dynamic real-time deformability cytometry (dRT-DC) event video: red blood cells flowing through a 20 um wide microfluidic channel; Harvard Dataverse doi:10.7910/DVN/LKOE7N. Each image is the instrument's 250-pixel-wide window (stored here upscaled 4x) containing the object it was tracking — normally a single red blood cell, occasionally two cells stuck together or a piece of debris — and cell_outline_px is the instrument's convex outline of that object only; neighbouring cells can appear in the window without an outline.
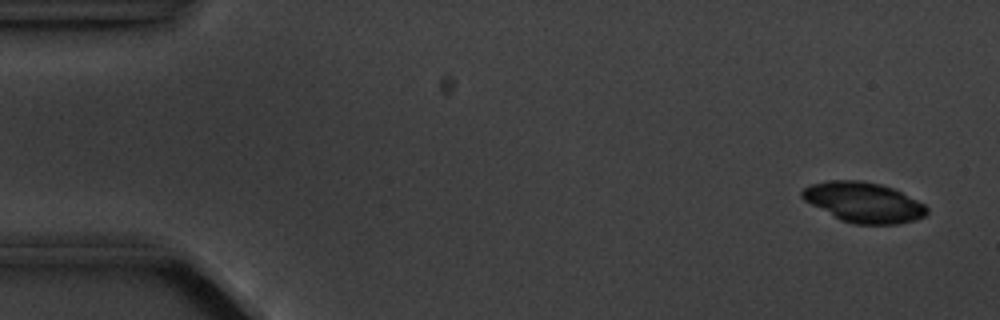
{"species": "common noctule bat (a hibernating species)", "species_latin": "Nyctalus noctula", "temperature_condition": "cold", "stored_images_in_passage": 5, "camera_frame_rate_fps": 3000, "um_per_image_px": 0.085, "animal": {"sex": "male", "body_mass_g": 20.1, "forearm_length_mm": 53.5}, "frame": {"image": 1, "passage_image": 1, "time_ms": 0.0, "image_size_px": [1000, 320], "cell_outline_px": [[928, 212], [924, 216], [916, 220], [896, 224], [852, 224], [840, 220], [804, 200], [800, 196], [800, 192], [804, 188], [812, 184], [828, 180], [860, 180], [880, 184], [892, 188], [924, 204], [928, 208]], "centroid_in_image_um": [73.39, 17.2], "position_along_channel_um": 11.6, "area_um2": 29.07}}